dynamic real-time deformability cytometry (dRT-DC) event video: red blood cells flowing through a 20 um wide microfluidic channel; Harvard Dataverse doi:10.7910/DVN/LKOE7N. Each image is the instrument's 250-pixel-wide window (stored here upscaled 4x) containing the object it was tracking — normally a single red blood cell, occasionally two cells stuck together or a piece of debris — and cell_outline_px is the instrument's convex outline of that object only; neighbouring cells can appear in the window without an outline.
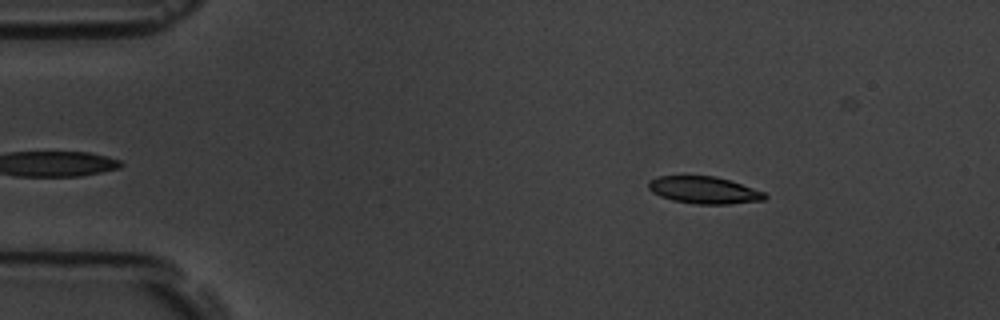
{"species": "common noctule bat (a hibernating species)", "species_latin": "Nyctalus noctula", "temperature_condition": "room temperature", "stored_images_in_passage": 38, "camera_frame_rate_fps": 3000, "um_per_image_px": 0.085, "animal": {"sex": "male", "body_mass_g": 19.5, "forearm_length_mm": 54.6}, "frame": {"image": 1, "passage_image": 1, "time_ms": 0.0, "image_size_px": [1000, 320], "cell_outline_px": [[768, 196], [764, 200], [728, 204], [696, 204], [672, 200], [660, 196], [652, 192], [648, 188], [648, 180], [660, 176], [716, 176], [764, 192]], "centroid_in_image_um": [59.81, 16.16], "position_along_channel_um": 25.2, "area_um2": 18.26}}
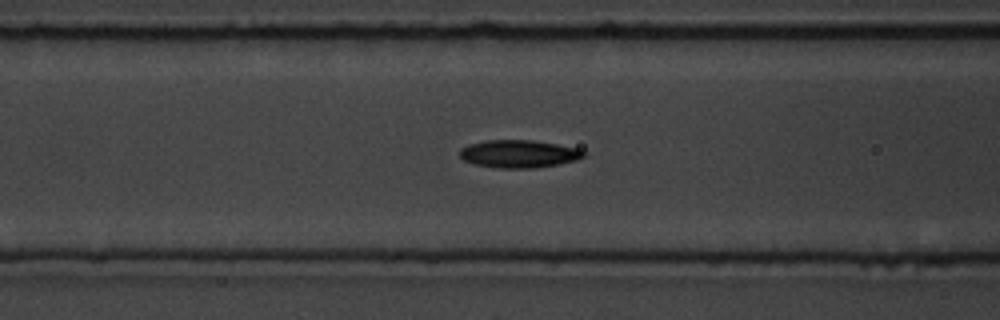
{"frame": {"image": 2, "passage_image": 15, "time_ms": 4.667, "image_size_px": [1000, 320], "cell_outline_px": [[584, 156], [576, 160], [560, 164], [536, 168], [500, 168], [476, 164], [464, 160], [460, 156], [460, 148], [468, 144], [488, 140], [532, 140], [556, 144], [576, 148], [584, 152]], "centroid_in_image_um": [44.09, 13.08], "position_along_channel_um": 122.5, "area_um2": 19.88}}
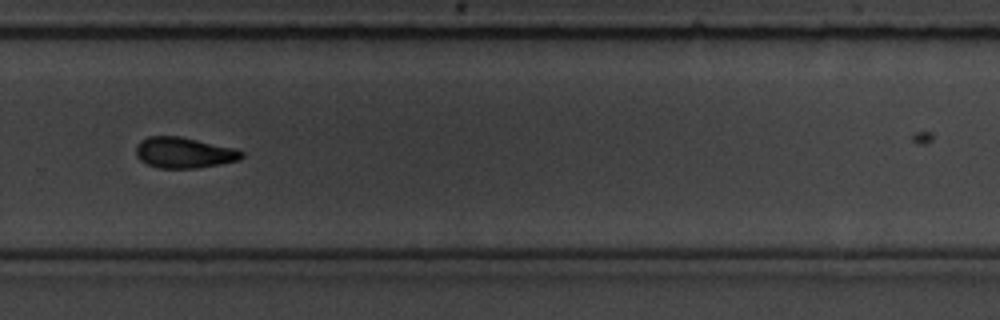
{"frame": {"image": 3, "passage_image": 31, "time_ms": 10.0, "image_size_px": [1000, 320], "cell_outline_px": [[244, 156], [240, 160], [220, 164], [196, 168], [160, 168], [144, 164], [136, 156], [136, 144], [140, 140], [148, 136], [180, 136], [236, 148], [244, 152]], "centroid_in_image_um": [15.63, 12.97], "position_along_channel_um": 314.2, "area_um2": 19.25}}